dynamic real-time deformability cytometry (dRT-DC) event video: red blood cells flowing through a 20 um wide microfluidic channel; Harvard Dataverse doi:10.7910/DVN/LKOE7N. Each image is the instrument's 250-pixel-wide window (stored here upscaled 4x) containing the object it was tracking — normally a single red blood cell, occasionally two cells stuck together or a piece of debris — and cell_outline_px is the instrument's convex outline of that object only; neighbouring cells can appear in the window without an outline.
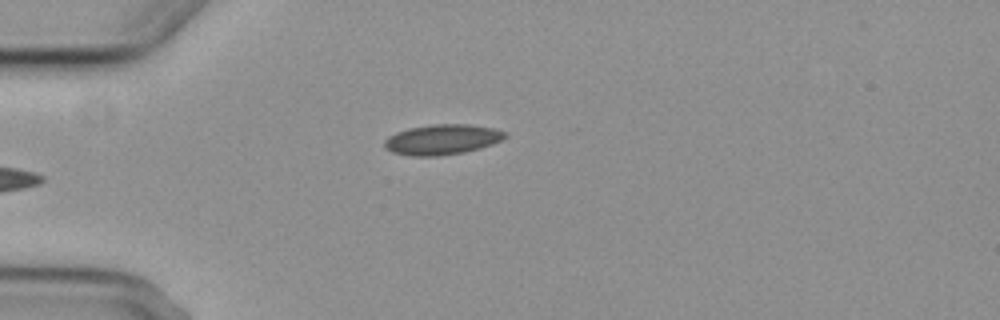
{"species": "common noctule bat (a hibernating species)", "species_latin": "Nyctalus noctula", "temperature_condition": "cold", "stored_images_in_passage": 5, "camera_frame_rate_fps": 3000, "um_per_image_px": 0.085, "animal": {"sex": "female", "body_mass_g": 29.2, "forearm_length_mm": 56.3}, "frame": {"image": 1, "passage_image": 5, "time_ms": 4.667, "image_size_px": [1000, 320], "cell_outline_px": [[508, 136], [504, 140], [480, 148], [464, 152], [436, 156], [412, 156], [392, 152], [384, 148], [384, 140], [388, 136], [396, 132], [408, 128], [432, 124], [472, 124], [496, 128], [508, 132]], "centroid_in_image_um": [37.62, 11.84], "position_along_channel_um": 47.4, "area_um2": 21.62}}